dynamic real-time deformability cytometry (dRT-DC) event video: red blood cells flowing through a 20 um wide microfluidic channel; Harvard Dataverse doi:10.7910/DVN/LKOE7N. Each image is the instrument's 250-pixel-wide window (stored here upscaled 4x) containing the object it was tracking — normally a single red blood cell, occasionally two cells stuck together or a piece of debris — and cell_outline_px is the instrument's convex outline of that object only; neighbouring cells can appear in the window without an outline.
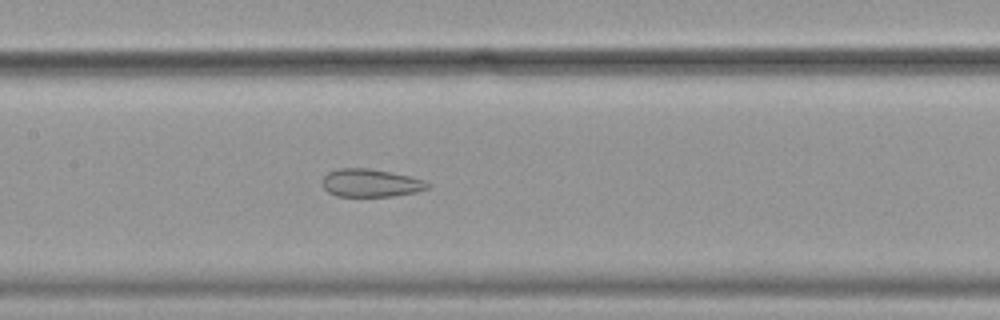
{"species": "common noctule bat (a hibernating species)", "species_latin": "Nyctalus noctula", "temperature_condition": "cold", "stored_images_in_passage": 57, "camera_frame_rate_fps": 3000, "um_per_image_px": 0.085, "animal": {"sex": "female", "body_mass_g": 19.9}, "frame": {"image": 1, "passage_image": 27, "time_ms": 8.667, "image_size_px": [1000, 320], "cell_outline_px": [[428, 188], [416, 192], [392, 196], [336, 196], [328, 192], [320, 184], [320, 180], [328, 172], [340, 168], [368, 168], [408, 176], [424, 180], [428, 184]], "centroid_in_image_um": [31.43, 15.55], "position_along_channel_um": 176.0, "area_um2": 17.05}}
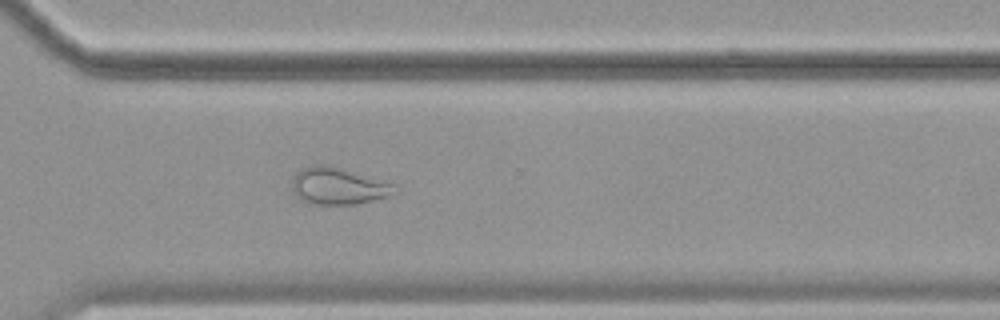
{"frame": {"image": 2, "passage_image": 41, "time_ms": 13.333, "image_size_px": [1000, 320], "cell_outline_px": [[400, 192], [392, 196], [356, 204], [312, 204], [300, 200], [296, 196], [292, 188], [292, 180], [296, 172], [312, 164], [328, 164], [396, 184]], "centroid_in_image_um": [28.8, 15.81], "position_along_channel_um": 341.8, "area_um2": 22.48}}
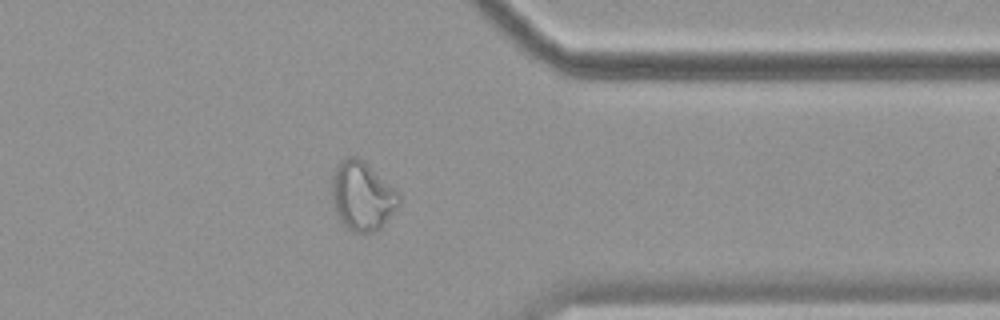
{"frame": {"image": 3, "passage_image": 45, "time_ms": 14.667, "image_size_px": [1000, 320], "cell_outline_px": [[400, 200], [396, 208], [380, 228], [376, 232], [364, 236], [352, 232], [340, 224], [332, 200], [332, 172], [348, 156], [356, 156], [364, 160], [400, 192]], "centroid_in_image_um": [30.79, 16.71], "position_along_channel_um": 380.6, "area_um2": 27.46}, "authors_computed_cell_mechanics": {"area_um2": 25.8944, "velocity_mm_per_s": 3.564, "shape_relaxation_time_tau1_ms": null, "shape_relaxation_time_tau2_ms": 1.7417, "deformation_change_tau1": null, "deformation_change_tau2": 0.094}}